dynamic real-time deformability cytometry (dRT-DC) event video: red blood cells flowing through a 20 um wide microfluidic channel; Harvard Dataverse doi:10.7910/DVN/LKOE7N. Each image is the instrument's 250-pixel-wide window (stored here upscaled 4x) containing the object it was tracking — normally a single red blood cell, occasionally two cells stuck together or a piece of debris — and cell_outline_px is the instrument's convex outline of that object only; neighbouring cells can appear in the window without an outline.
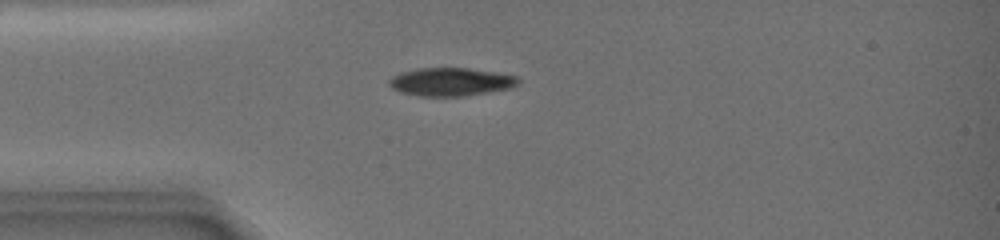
{"species": "common noctule bat (a hibernating species)", "species_latin": "Nyctalus noctula", "temperature_condition": "warm", "stored_images_in_passage": 35, "camera_frame_rate_fps": 3000, "um_per_image_px": 0.085, "animal": {"sex": "female", "body_mass_g": 19.0, "forearm_length_mm": 51.5}, "frame": {"image": 1, "passage_image": 2, "time_ms": 0.333, "image_size_px": [1000, 240], "cell_outline_px": [[520, 84], [512, 88], [492, 92], [468, 96], [416, 96], [400, 92], [392, 88], [388, 84], [388, 80], [392, 76], [400, 72], [420, 68], [468, 68], [496, 72], [520, 76]], "centroid_in_image_um": [38.37, 6.96], "position_along_channel_um": 46.6, "area_um2": 21.68}}
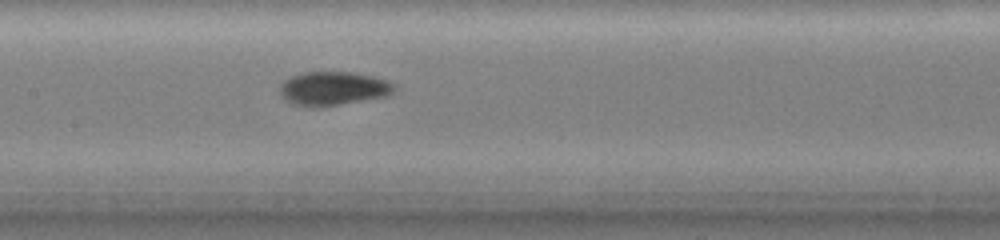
{"frame": {"image": 2, "passage_image": 12, "time_ms": 4.667, "image_size_px": [1000, 240], "cell_outline_px": [[392, 88], [388, 92], [380, 96], [332, 104], [296, 104], [284, 96], [284, 84], [292, 76], [304, 72], [348, 72], [372, 76], [384, 80], [392, 84]], "centroid_in_image_um": [28.33, 7.45], "position_along_channel_um": 179.1, "area_um2": 20.17}}
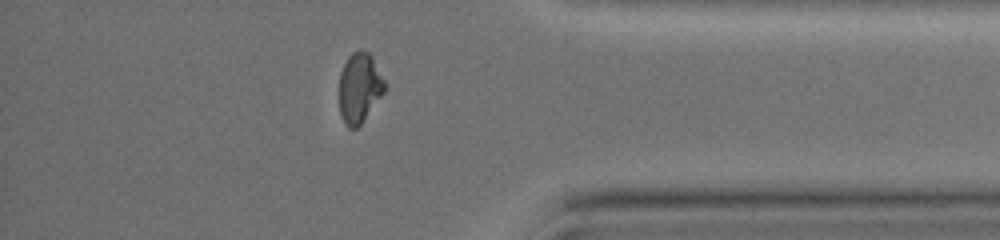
{"frame": {"image": 3, "passage_image": 28, "time_ms": 11.667, "image_size_px": [1000, 240], "cell_outline_px": [[384, 92], [360, 124], [356, 128], [348, 128], [344, 124], [340, 112], [340, 76], [344, 64], [348, 56], [352, 52], [360, 48], [368, 52], [372, 56], [384, 80]], "centroid_in_image_um": [30.54, 7.44], "position_along_channel_um": 404.7, "area_um2": 18.26}, "authors_computed_cell_mechanics": {"area_um2": 20.1722, "velocity_mm_per_s": 3.362, "shape_relaxation_time_tau1_ms": 5.3541, "shape_relaxation_time_tau2_ms": null, "deformation_change_tau1": 0.2351, "deformation_change_tau2": null}}